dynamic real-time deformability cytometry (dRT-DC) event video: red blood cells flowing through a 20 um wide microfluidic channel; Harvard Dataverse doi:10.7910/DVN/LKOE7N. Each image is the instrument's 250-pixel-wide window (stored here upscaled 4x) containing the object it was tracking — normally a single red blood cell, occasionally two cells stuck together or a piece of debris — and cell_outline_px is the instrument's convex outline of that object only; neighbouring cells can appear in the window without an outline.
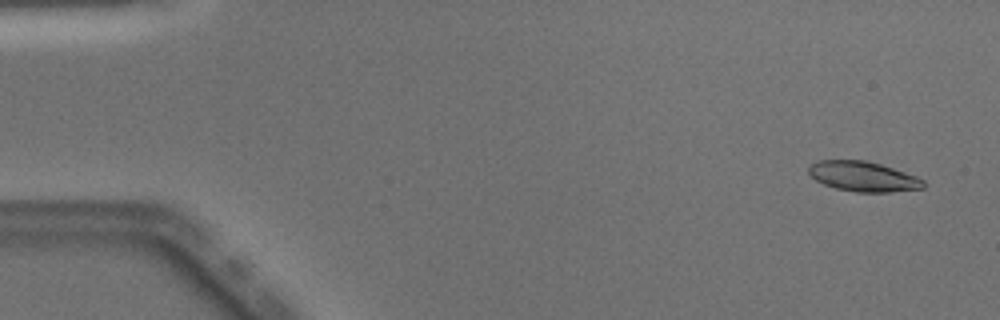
{"species": "Egyptian fruit bat (a non-hibernating species)", "species_latin": "Rousettus aegyptiacus", "temperature_condition": "warm", "stored_images_in_passage": 48, "camera_frame_rate_fps": 3000, "um_per_image_px": 0.085, "animal": {"sex": "male"}, "frame": {"image": 1, "passage_image": 1, "time_ms": 0.0, "image_size_px": [1000, 320], "cell_outline_px": [[924, 188], [888, 192], [856, 192], [836, 188], [824, 184], [816, 180], [808, 172], [808, 168], [816, 160], [864, 160], [880, 164], [916, 176], [924, 180]], "centroid_in_image_um": [73.36, 15.0], "position_along_channel_um": 11.6, "area_um2": 19.88}}
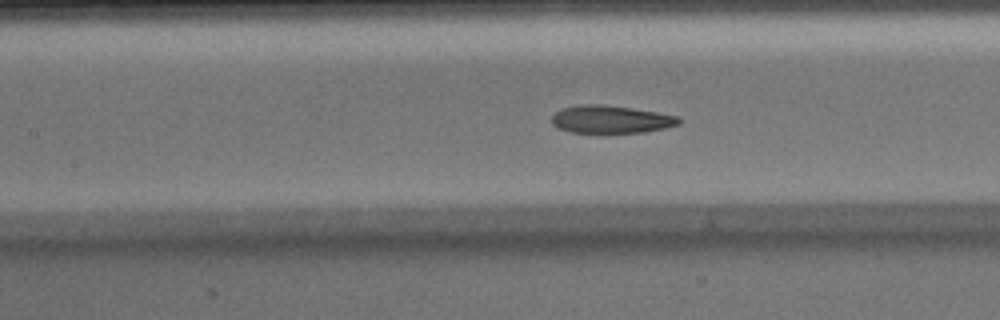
{"frame": {"image": 2, "passage_image": 21, "time_ms": 6.667, "image_size_px": [1000, 320], "cell_outline_px": [[680, 124], [664, 128], [644, 132], [572, 132], [556, 128], [552, 124], [552, 116], [560, 108], [580, 104], [604, 104], [632, 108], [680, 116]], "centroid_in_image_um": [51.9, 10.13], "position_along_channel_um": 155.5, "area_um2": 20.58}}
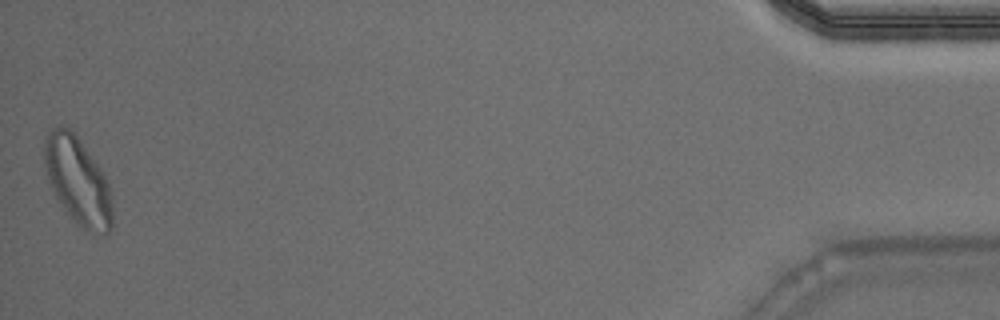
{"frame": {"image": 3, "passage_image": 48, "time_ms": 15.667, "image_size_px": [1000, 320], "cell_outline_px": [[112, 228], [104, 236], [84, 228], [76, 224], [56, 196], [52, 188], [44, 164], [44, 140], [52, 128], [60, 124], [68, 128], [76, 136], [100, 168], [108, 184], [112, 204]], "centroid_in_image_um": [6.61, 15.38], "position_along_channel_um": 428.6, "area_um2": 33.99}, "authors_computed_cell_mechanics": {"area_um2": 21.5016, "velocity_mm_per_s": 4.0454, "shape_relaxation_time_tau1_ms": 6.385, "shape_relaxation_time_tau2_ms": 2.1627, "deformation_change_tau1": 0.1851, "deformation_change_tau2": 0.1045}}